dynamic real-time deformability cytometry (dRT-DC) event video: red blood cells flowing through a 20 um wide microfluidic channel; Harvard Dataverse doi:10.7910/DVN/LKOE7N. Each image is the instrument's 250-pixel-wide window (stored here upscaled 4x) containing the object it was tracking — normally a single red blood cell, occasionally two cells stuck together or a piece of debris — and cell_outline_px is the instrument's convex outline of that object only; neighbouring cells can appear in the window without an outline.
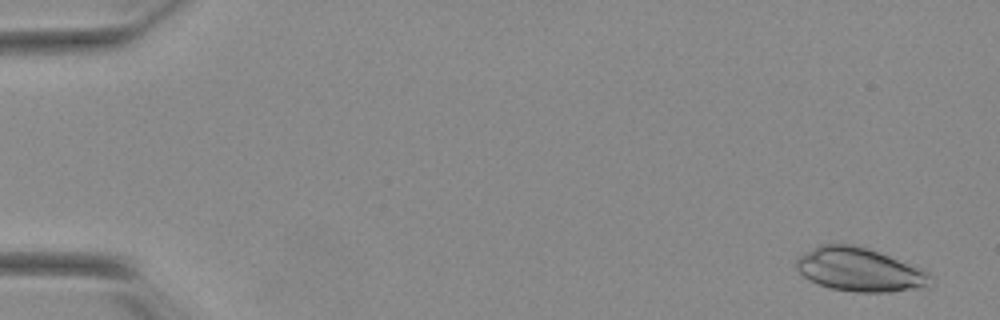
{"species": "Egyptian fruit bat (a non-hibernating species)", "species_latin": "Rousettus aegyptiacus", "temperature_condition": "warm", "stored_images_in_passage": 54, "camera_frame_rate_fps": 3000, "um_per_image_px": 0.085, "animal": {"sex": "female"}, "frame": {"image": 1, "passage_image": 3, "time_ms": 0.667, "image_size_px": [1000, 320], "cell_outline_px": [[932, 276], [920, 288], [892, 292], [856, 292], [832, 288], [816, 284], [808, 280], [796, 268], [796, 260], [800, 256], [820, 244], [852, 244], [868, 248], [924, 268]], "centroid_in_image_um": [73.05, 22.91], "position_along_channel_um": 11.9, "area_um2": 33.93}}
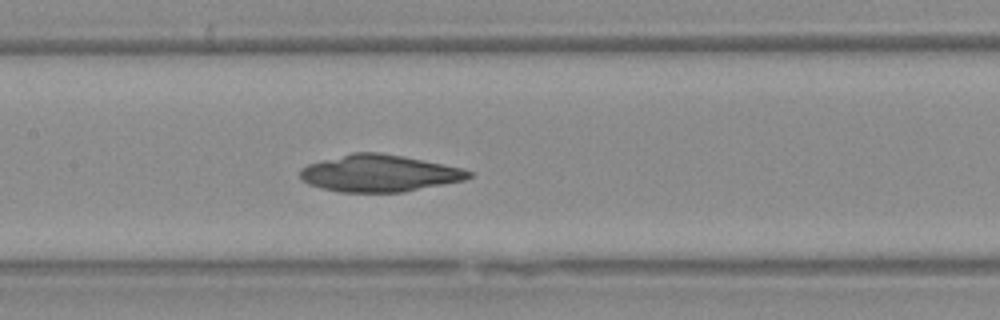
{"frame": {"image": 2, "passage_image": 27, "time_ms": 8.667, "image_size_px": [1000, 320], "cell_outline_px": [[472, 176], [464, 180], [404, 192], [340, 192], [320, 188], [308, 184], [300, 180], [300, 168], [308, 164], [352, 152], [376, 152], [404, 156], [460, 168], [472, 172]], "centroid_in_image_um": [32.19, 14.74], "position_along_channel_um": 175.2, "area_um2": 36.18}}
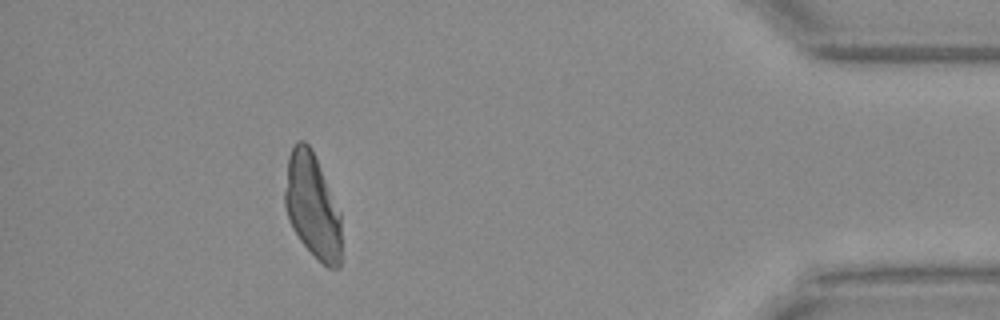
{"frame": {"image": 3, "passage_image": 49, "time_ms": 16.0, "image_size_px": [1000, 320], "cell_outline_px": [[340, 268], [328, 268], [300, 240], [292, 228], [288, 220], [284, 204], [284, 192], [288, 156], [296, 140], [304, 140], [312, 148], [340, 212]], "centroid_in_image_um": [26.53, 17.46], "position_along_channel_um": 408.7, "area_um2": 34.33}}